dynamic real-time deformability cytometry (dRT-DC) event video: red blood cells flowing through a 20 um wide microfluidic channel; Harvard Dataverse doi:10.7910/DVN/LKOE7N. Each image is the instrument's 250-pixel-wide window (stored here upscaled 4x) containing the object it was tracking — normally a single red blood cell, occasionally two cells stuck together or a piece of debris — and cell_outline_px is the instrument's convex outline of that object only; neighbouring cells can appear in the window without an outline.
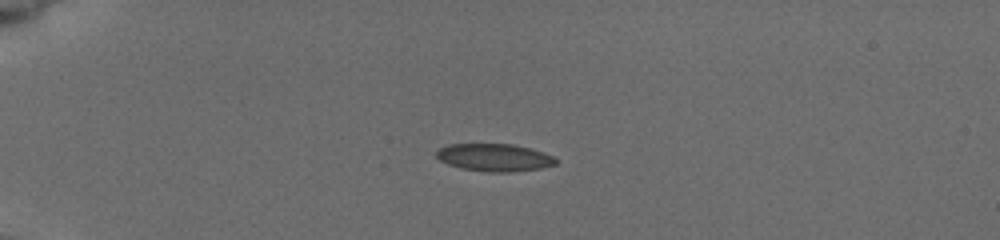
{"species": "common noctule bat (a hibernating species)", "species_latin": "Nyctalus noctula", "temperature_condition": "cold", "stored_images_in_passage": 8, "camera_frame_rate_fps": 3000, "um_per_image_px": 0.085, "animal": {"sex": "female", "body_mass_g": 19.5, "forearm_length_mm": 54.1}, "frame": {"image": 1, "passage_image": 5, "time_ms": 3.667, "image_size_px": [1000, 240], "cell_outline_px": [[556, 164], [540, 168], [508, 172], [492, 172], [460, 168], [448, 164], [440, 160], [436, 156], [436, 152], [440, 148], [448, 144], [512, 144], [544, 152], [552, 156], [556, 160]], "centroid_in_image_um": [42.0, 13.38], "position_along_channel_um": 43.0, "area_um2": 18.96}}
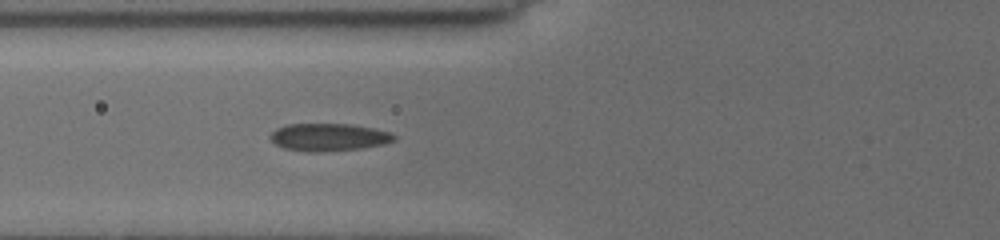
{"frame": {"image": 2, "passage_image": 8, "time_ms": 6.333, "image_size_px": [1000, 240], "cell_outline_px": [[396, 140], [384, 144], [360, 148], [324, 152], [308, 152], [284, 148], [276, 144], [268, 136], [276, 128], [288, 124], [352, 124], [392, 132], [396, 136]], "centroid_in_image_um": [27.95, 11.66], "position_along_channel_um": 97.8, "area_um2": 20.0}}